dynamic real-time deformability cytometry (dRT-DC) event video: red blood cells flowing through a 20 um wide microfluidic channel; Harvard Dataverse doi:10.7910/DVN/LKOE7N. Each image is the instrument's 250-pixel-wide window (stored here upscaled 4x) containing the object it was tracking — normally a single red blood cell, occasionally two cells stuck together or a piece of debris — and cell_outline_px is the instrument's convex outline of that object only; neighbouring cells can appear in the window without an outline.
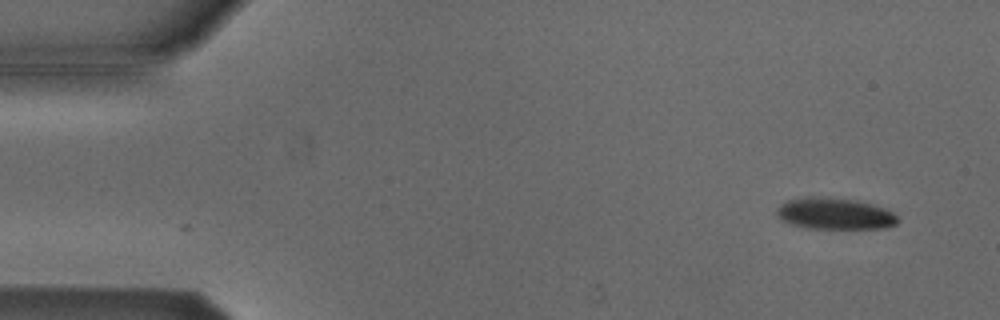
{"species": "Egyptian fruit bat (a non-hibernating species)", "species_latin": "Rousettus aegyptiacus", "temperature_condition": "cold", "stored_images_in_passage": 9, "camera_frame_rate_fps": 3000, "um_per_image_px": 0.085, "animal": {"sex": "male"}, "frame": {"image": 1, "passage_image": 1, "time_ms": 0.0, "image_size_px": [1000, 320], "cell_outline_px": [[900, 220], [896, 224], [888, 228], [808, 228], [792, 224], [784, 220], [776, 212], [776, 208], [780, 204], [788, 200], [808, 196], [812, 196], [856, 200], [872, 204], [884, 208], [892, 212]], "centroid_in_image_um": [70.98, 18.16], "position_along_channel_um": 14.0, "area_um2": 22.02}}